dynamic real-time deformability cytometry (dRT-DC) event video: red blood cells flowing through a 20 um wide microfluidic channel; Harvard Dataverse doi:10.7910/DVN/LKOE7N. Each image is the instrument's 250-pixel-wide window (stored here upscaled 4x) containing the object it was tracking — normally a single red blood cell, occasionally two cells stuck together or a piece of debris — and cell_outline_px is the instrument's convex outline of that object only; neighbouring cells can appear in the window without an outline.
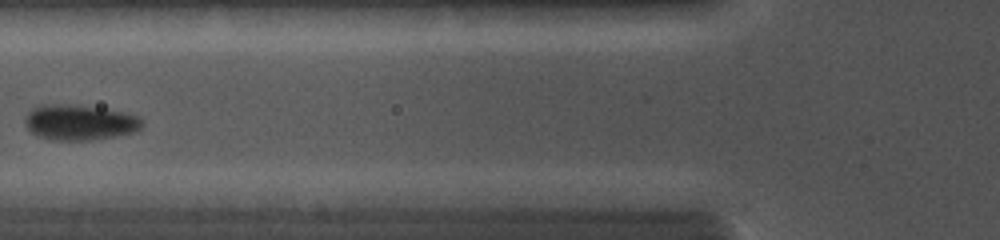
{"species": "common noctule bat (a hibernating species)", "species_latin": "Nyctalus noctula", "temperature_condition": "cold", "stored_images_in_passage": 4, "camera_frame_rate_fps": 5000, "um_per_image_px": 0.085, "animal": {"sex": "female", "body_mass_g": 19.0, "forearm_length_mm": 56.7}, "frame": {"image": 1, "passage_image": 4, "time_ms": 2.8, "image_size_px": [1000, 240], "cell_outline_px": [[144, 124], [140, 128], [132, 132], [116, 136], [88, 140], [52, 140], [36, 136], [28, 128], [24, 120], [28, 112], [32, 108], [40, 104], [72, 104], [100, 108], [124, 112], [136, 116], [144, 120]], "centroid_in_image_um": [6.74, 10.4], "position_along_channel_um": 119.1, "area_um2": 24.22}}